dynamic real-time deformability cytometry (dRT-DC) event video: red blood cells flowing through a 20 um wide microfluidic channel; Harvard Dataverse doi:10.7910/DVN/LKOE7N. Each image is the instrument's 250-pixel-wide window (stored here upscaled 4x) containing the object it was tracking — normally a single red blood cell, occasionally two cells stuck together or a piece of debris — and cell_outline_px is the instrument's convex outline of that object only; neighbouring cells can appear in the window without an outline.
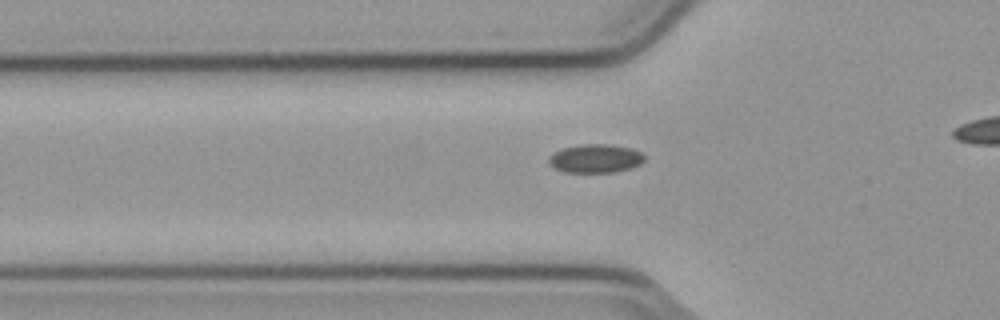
{"species": "common noctule bat (a hibernating species)", "species_latin": "Nyctalus noctula", "temperature_condition": "cold", "stored_images_in_passage": 34, "camera_frame_rate_fps": 3000, "um_per_image_px": 0.085, "animal": {"sex": "male", "body_mass_g": 23.1, "forearm_length_mm": 52.7}, "frame": {"image": 1, "passage_image": 8, "time_ms": 2.333, "image_size_px": [1000, 320], "cell_outline_px": [[644, 160], [640, 164], [632, 168], [616, 172], [564, 172], [552, 168], [548, 164], [548, 156], [564, 148], [580, 144], [608, 144], [632, 148], [640, 152], [644, 156]], "centroid_in_image_um": [50.6, 13.48], "position_along_channel_um": 75.2, "area_um2": 16.07}}
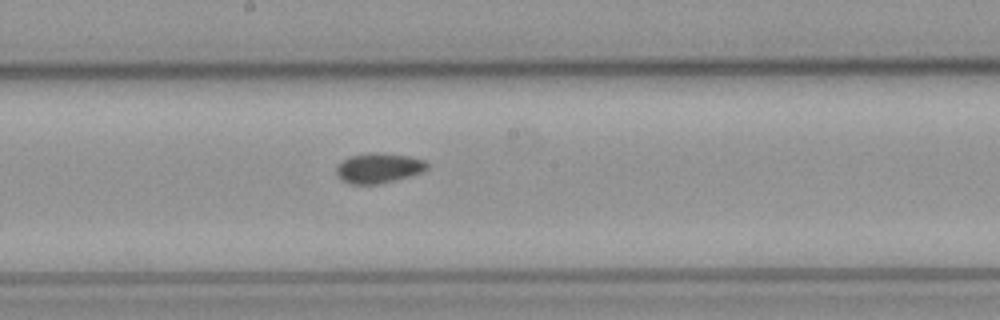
{"frame": {"image": 2, "passage_image": 19, "time_ms": 6.0, "image_size_px": [1000, 320], "cell_outline_px": [[428, 168], [420, 172], [408, 176], [380, 184], [348, 184], [340, 180], [336, 176], [336, 164], [352, 156], [372, 152], [408, 156], [424, 160], [428, 164]], "centroid_in_image_um": [32.12, 14.3], "position_along_channel_um": 216.1, "area_um2": 15.78}}
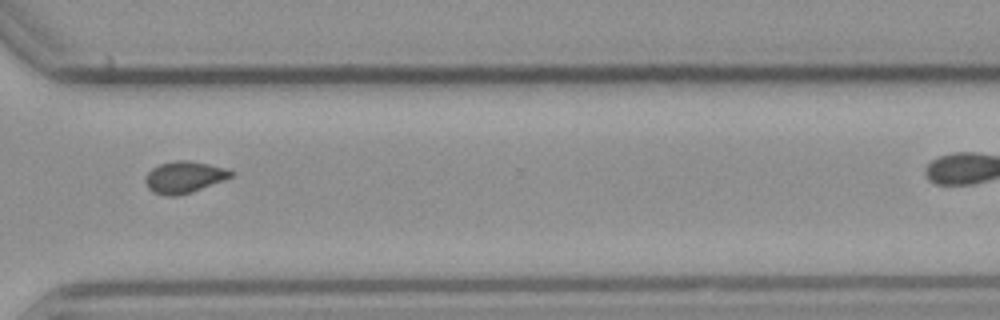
{"frame": {"image": 3, "passage_image": 30, "time_ms": 9.667, "image_size_px": [1000, 320], "cell_outline_px": [[232, 176], [224, 180], [192, 192], [176, 196], [168, 196], [152, 192], [148, 188], [144, 180], [148, 172], [152, 168], [160, 164], [176, 160], [184, 160], [224, 168], [232, 172]], "centroid_in_image_um": [15.6, 15.08], "position_along_channel_um": 355.0, "area_um2": 15.49}}